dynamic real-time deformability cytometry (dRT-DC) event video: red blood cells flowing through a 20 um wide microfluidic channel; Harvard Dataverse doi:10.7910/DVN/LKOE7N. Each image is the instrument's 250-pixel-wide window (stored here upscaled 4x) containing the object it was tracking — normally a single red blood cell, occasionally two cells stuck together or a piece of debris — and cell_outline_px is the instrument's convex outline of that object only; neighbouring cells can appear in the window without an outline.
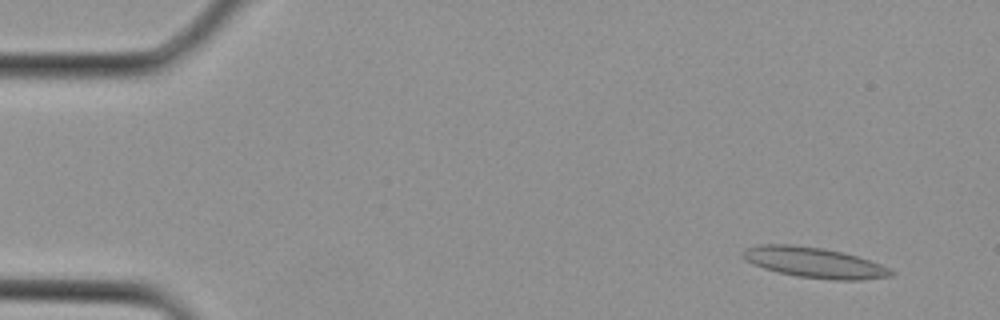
{"species": "Egyptian fruit bat (a non-hibernating species)", "species_latin": "Rousettus aegyptiacus", "temperature_condition": "cold", "stored_images_in_passage": 4, "camera_frame_rate_fps": 3000, "um_per_image_px": 0.085, "animal": {"sex": "female"}, "frame": {"image": 1, "passage_image": 4, "time_ms": 1.0, "image_size_px": [1000, 320], "cell_outline_px": [[896, 272], [892, 276], [860, 280], [832, 280], [796, 276], [764, 268], [752, 264], [744, 260], [740, 256], [740, 252], [744, 248], [764, 244], [792, 244], [820, 248], [844, 252], [880, 264]], "centroid_in_image_um": [69.17, 22.31], "position_along_channel_um": 15.8, "area_um2": 26.36}}